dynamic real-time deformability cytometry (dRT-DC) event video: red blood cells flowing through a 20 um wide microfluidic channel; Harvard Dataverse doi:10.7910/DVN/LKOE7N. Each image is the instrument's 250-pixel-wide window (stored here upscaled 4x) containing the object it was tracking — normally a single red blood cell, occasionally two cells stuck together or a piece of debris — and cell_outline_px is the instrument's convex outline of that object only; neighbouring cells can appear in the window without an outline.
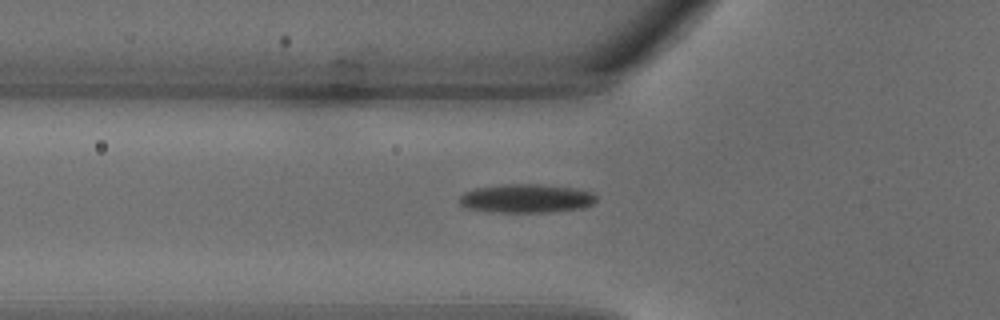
{"species": "common noctule bat (a hibernating species)", "species_latin": "Nyctalus noctula", "temperature_condition": "warm", "stored_images_in_passage": 22, "camera_frame_rate_fps": 3000, "um_per_image_px": 0.085, "animal": {"sex": "male", "body_mass_g": 18.8}, "frame": {"image": 1, "passage_image": 2, "time_ms": 0.333, "image_size_px": [1000, 320], "cell_outline_px": [[596, 200], [592, 204], [584, 208], [552, 212], [492, 212], [464, 208], [460, 204], [460, 196], [464, 192], [476, 188], [504, 184], [540, 184], [572, 188], [592, 192], [596, 196]], "centroid_in_image_um": [44.72, 16.87], "position_along_channel_um": 81.1, "area_um2": 23.0}}
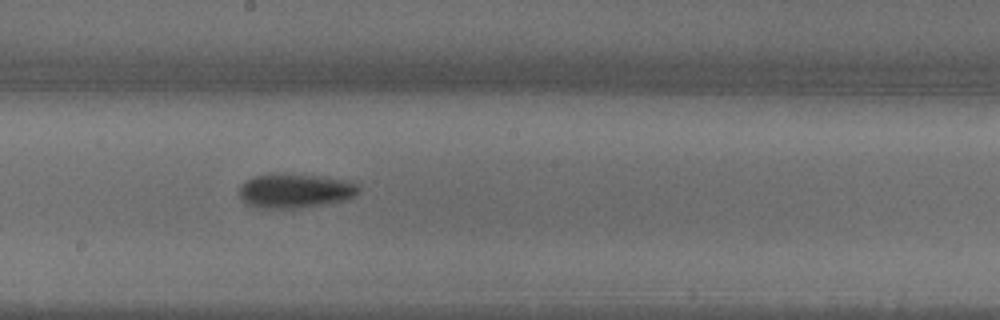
{"frame": {"image": 2, "passage_image": 9, "time_ms": 2.667, "image_size_px": [1000, 320], "cell_outline_px": [[360, 192], [344, 200], [300, 208], [256, 208], [244, 204], [240, 196], [240, 184], [252, 176], [276, 172], [312, 176], [344, 180], [360, 184]], "centroid_in_image_um": [25.01, 16.21], "position_along_channel_um": 223.2, "area_um2": 24.04}}
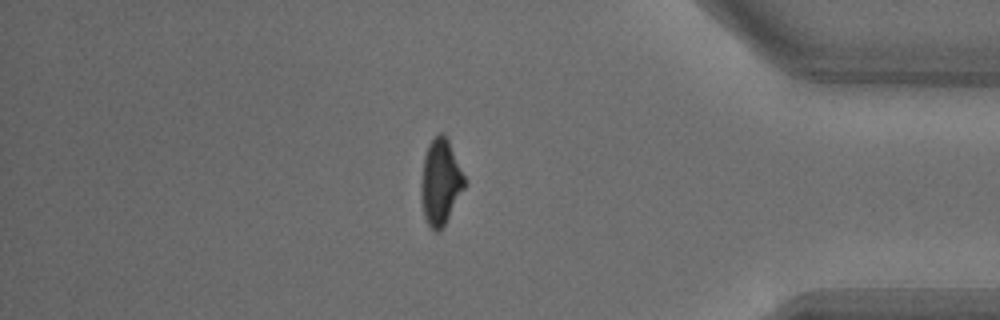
{"frame": {"image": 3, "passage_image": 19, "time_ms": 6.0, "image_size_px": [1000, 320], "cell_outline_px": [[464, 188], [444, 224], [436, 232], [428, 224], [424, 216], [420, 188], [420, 184], [424, 156], [428, 144], [440, 132], [444, 132], [448, 140], [464, 176]], "centroid_in_image_um": [37.41, 15.43], "position_along_channel_um": 397.8, "area_um2": 21.1}}